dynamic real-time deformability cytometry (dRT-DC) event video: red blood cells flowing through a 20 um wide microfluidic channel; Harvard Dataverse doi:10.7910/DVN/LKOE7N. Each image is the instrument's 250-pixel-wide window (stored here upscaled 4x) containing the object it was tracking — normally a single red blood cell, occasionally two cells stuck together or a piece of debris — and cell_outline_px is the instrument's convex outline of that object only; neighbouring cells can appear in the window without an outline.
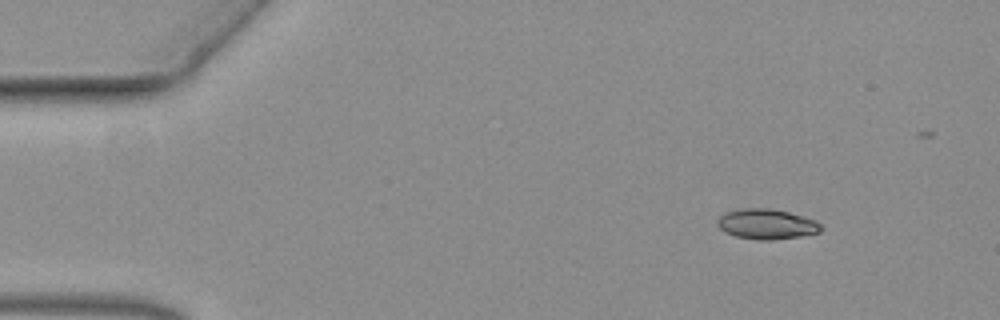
{"species": "common noctule bat (a hibernating species)", "species_latin": "Nyctalus noctula", "temperature_condition": "warm", "stored_images_in_passage": 48, "camera_frame_rate_fps": 3000, "um_per_image_px": 0.085, "animal": {"sex": "female", "body_mass_g": 19.3, "forearm_length_mm": 54.1}, "frame": {"image": 1, "passage_image": 1, "time_ms": 0.0, "image_size_px": [1000, 320], "cell_outline_px": [[824, 228], [820, 232], [800, 236], [772, 240], [756, 240], [736, 236], [724, 232], [716, 224], [716, 220], [724, 212], [740, 208], [768, 208], [788, 212], [816, 220]], "centroid_in_image_um": [65.14, 19.05], "position_along_channel_um": 19.9, "area_um2": 18.38}}
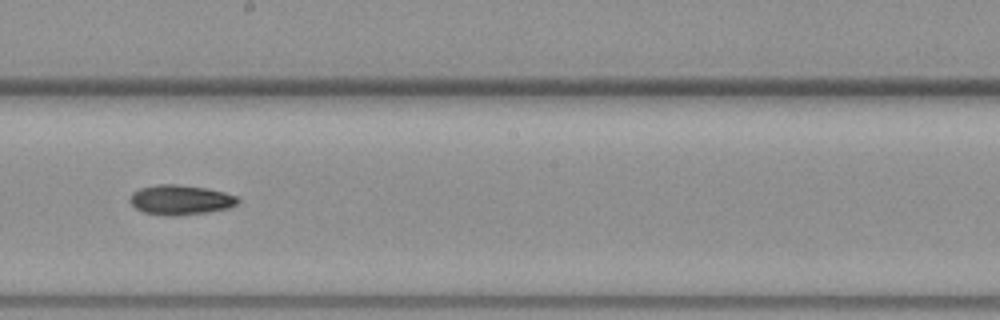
{"frame": {"image": 2, "passage_image": 27, "time_ms": 8.667, "image_size_px": [1000, 320], "cell_outline_px": [[240, 200], [236, 204], [228, 208], [208, 212], [172, 216], [164, 216], [144, 212], [136, 208], [128, 200], [132, 192], [140, 188], [156, 184], [180, 184], [204, 188], [224, 192], [236, 196]], "centroid_in_image_um": [15.31, 16.98], "position_along_channel_um": 232.9, "area_um2": 18.79}}
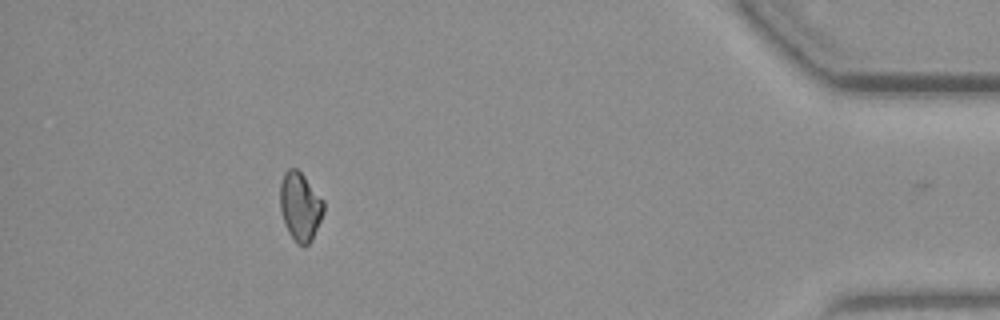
{"frame": {"image": 3, "passage_image": 47, "time_ms": 15.333, "image_size_px": [1000, 320], "cell_outline_px": [[324, 212], [312, 240], [304, 248], [296, 244], [288, 232], [284, 224], [280, 212], [280, 184], [284, 172], [288, 168], [296, 168], [304, 176], [324, 200]], "centroid_in_image_um": [25.5, 17.58], "position_along_channel_um": 409.7, "area_um2": 17.69}}